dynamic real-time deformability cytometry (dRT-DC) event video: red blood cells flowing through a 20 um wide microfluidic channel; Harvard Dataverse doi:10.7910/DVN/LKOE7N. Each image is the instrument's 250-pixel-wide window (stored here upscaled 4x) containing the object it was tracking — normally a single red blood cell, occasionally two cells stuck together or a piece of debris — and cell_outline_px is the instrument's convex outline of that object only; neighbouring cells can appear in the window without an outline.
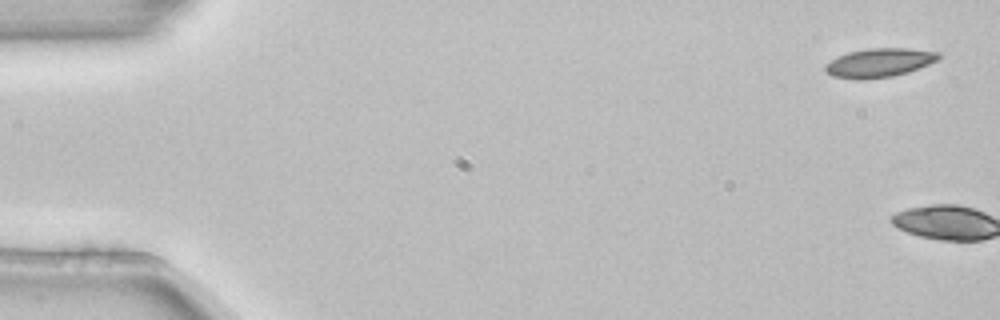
{"species": "common noctule bat (a hibernating species)", "species_latin": "Nyctalus noctula", "temperature_condition": "room temperature", "stored_images_in_passage": 4, "camera_frame_rate_fps": 3000, "um_per_image_px": 0.085, "animal": {"sex": "female", "body_mass_g": 22.7, "forearm_length_mm": 54.2}, "frame": {"image": 1, "passage_image": 1, "time_ms": 0.0, "image_size_px": [1000, 320], "cell_outline_px": [[940, 56], [936, 60], [928, 64], [908, 72], [892, 76], [864, 80], [856, 80], [832, 76], [824, 68], [824, 64], [836, 56], [848, 52], [868, 48], [908, 48], [940, 52]], "centroid_in_image_um": [74.69, 5.33], "position_along_channel_um": 10.3, "area_um2": 19.19}}